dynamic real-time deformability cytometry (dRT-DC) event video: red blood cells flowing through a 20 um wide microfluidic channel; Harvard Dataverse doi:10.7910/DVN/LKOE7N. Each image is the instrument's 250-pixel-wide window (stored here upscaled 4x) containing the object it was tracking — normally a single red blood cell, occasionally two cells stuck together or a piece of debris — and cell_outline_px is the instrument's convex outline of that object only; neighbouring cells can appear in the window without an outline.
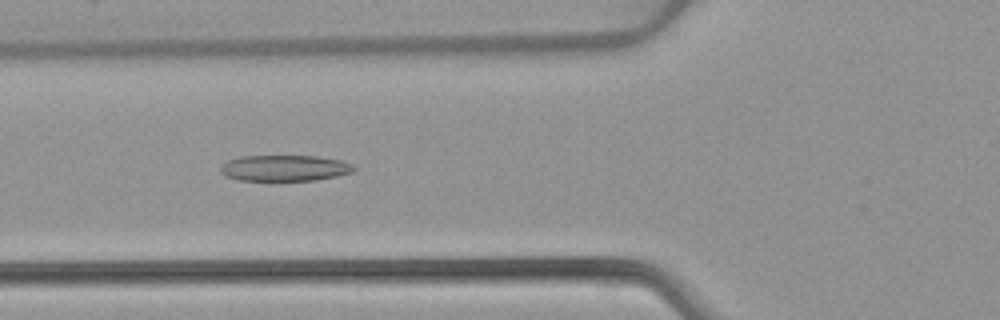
{"species": "common noctule bat (a hibernating species)", "species_latin": "Nyctalus noctula", "temperature_condition": "warm", "stored_images_in_passage": 51, "camera_frame_rate_fps": 3000, "um_per_image_px": 0.085, "animal": {"sex": "female", "body_mass_g": 22.7, "forearm_length_mm": 54.2}, "frame": {"image": 1, "passage_image": 19, "time_ms": 6.0, "image_size_px": [1000, 320], "cell_outline_px": [[356, 168], [352, 172], [336, 176], [316, 180], [236, 180], [224, 176], [220, 172], [220, 168], [228, 160], [240, 156], [316, 156], [340, 160], [352, 164]], "centroid_in_image_um": [24.17, 14.28], "position_along_channel_um": 101.6, "area_um2": 20.17}}
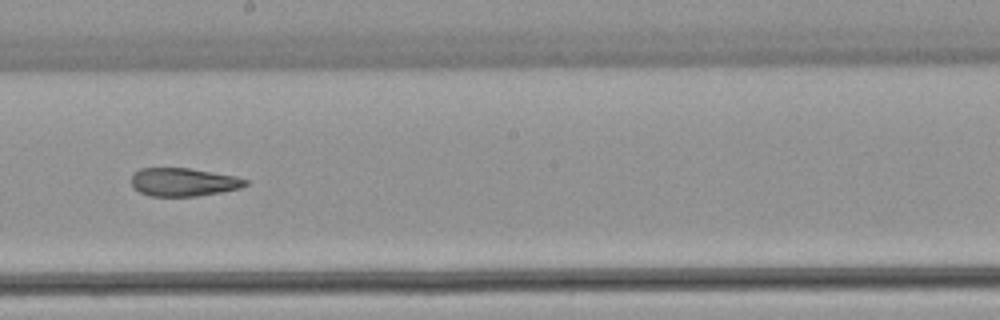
{"frame": {"image": 2, "passage_image": 29, "time_ms": 9.333, "image_size_px": [1000, 320], "cell_outline_px": [[248, 184], [240, 188], [220, 192], [196, 196], [148, 196], [132, 188], [132, 176], [140, 168], [188, 168], [236, 176], [248, 180]], "centroid_in_image_um": [15.58, 15.48], "position_along_channel_um": 232.6, "area_um2": 18.73}}
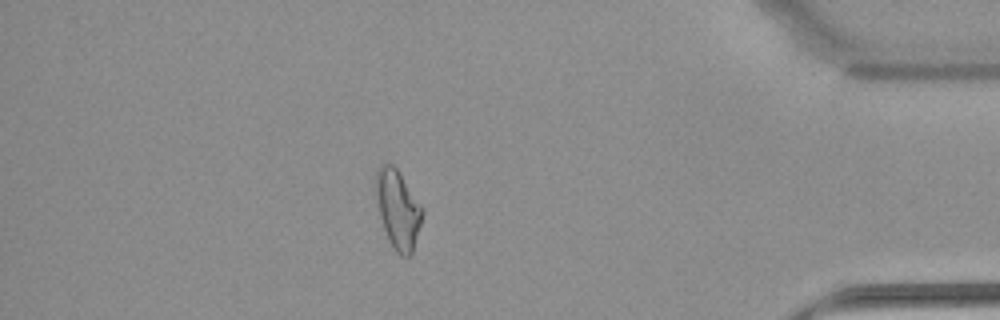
{"frame": {"image": 3, "passage_image": 45, "time_ms": 14.667, "image_size_px": [1000, 320], "cell_outline_px": [[424, 212], [412, 252], [408, 256], [400, 256], [392, 248], [388, 240], [380, 216], [376, 192], [376, 172], [380, 164], [384, 160], [392, 164], [400, 172], [424, 208]], "centroid_in_image_um": [33.83, 17.75], "position_along_channel_um": 401.4, "area_um2": 21.39}, "authors_computed_cell_mechanics": {"area_um2": 21.386, "velocity_mm_per_s": 3.9268, "shape_relaxation_time_tau1_ms": null, "shape_relaxation_time_tau2_ms": 2.3578, "deformation_change_tau1": null, "deformation_change_tau2": 0.1055}}